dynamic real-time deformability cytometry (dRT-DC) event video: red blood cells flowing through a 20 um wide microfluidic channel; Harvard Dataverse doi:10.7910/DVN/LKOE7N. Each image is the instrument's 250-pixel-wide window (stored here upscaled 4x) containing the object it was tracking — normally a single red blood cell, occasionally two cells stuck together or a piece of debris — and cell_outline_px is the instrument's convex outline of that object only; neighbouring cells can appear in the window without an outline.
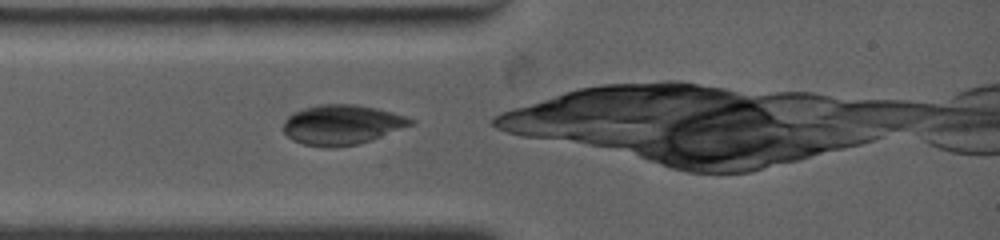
{"species": "common noctule bat (a hibernating species)", "species_latin": "Nyctalus noctula", "temperature_condition": "warm", "stored_images_in_passage": 11, "camera_frame_rate_fps": 4500, "um_per_image_px": 0.085, "animal": {"sex": "female", "body_mass_g": 19.0, "forearm_length_mm": 53.3}, "frame": {"image": 1, "passage_image": 1, "time_ms": 0.0, "image_size_px": [1000, 240], "cell_outline_px": [[416, 124], [372, 140], [356, 144], [332, 148], [328, 148], [304, 144], [292, 140], [284, 132], [284, 120], [292, 112], [304, 108], [320, 104], [356, 104], [376, 108], [392, 112], [416, 120]], "centroid_in_image_um": [29.08, 10.6], "position_along_channel_um": 55.9, "area_um2": 29.77}}
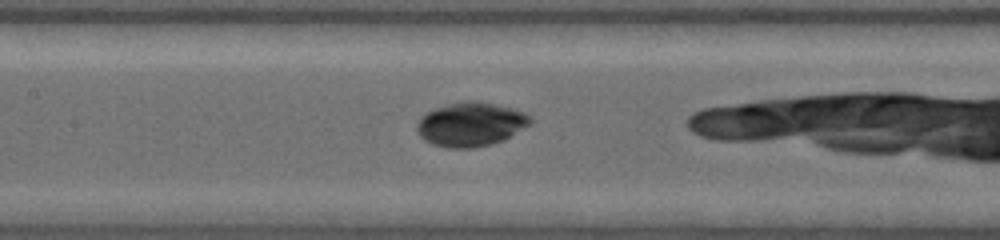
{"frame": {"image": 2, "passage_image": 7, "time_ms": 2.889, "image_size_px": [1000, 240], "cell_outline_px": [[532, 124], [504, 140], [492, 144], [472, 148], [448, 148], [432, 144], [424, 140], [420, 136], [416, 128], [416, 124], [428, 112], [436, 108], [448, 104], [464, 100], [472, 100], [512, 108], [524, 112], [532, 116]], "centroid_in_image_um": [40.05, 10.58], "position_along_channel_um": 167.4, "area_um2": 29.13}}
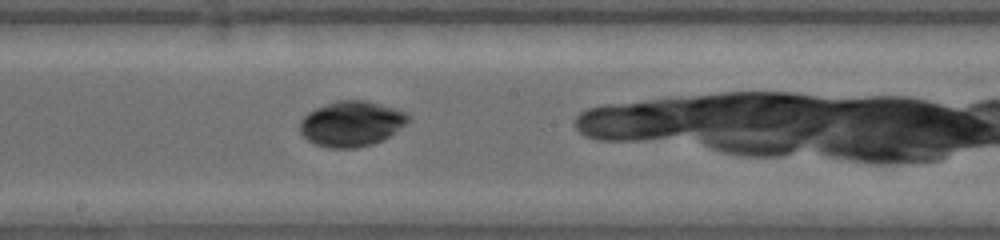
{"frame": {"image": 3, "passage_image": 10, "time_ms": 4.222, "image_size_px": [1000, 240], "cell_outline_px": [[408, 120], [400, 128], [388, 136], [372, 144], [356, 148], [328, 148], [316, 144], [308, 140], [300, 132], [300, 120], [308, 112], [316, 108], [336, 100], [368, 100], [408, 112]], "centroid_in_image_um": [29.85, 10.5], "position_along_channel_um": 218.3, "area_um2": 28.5}}